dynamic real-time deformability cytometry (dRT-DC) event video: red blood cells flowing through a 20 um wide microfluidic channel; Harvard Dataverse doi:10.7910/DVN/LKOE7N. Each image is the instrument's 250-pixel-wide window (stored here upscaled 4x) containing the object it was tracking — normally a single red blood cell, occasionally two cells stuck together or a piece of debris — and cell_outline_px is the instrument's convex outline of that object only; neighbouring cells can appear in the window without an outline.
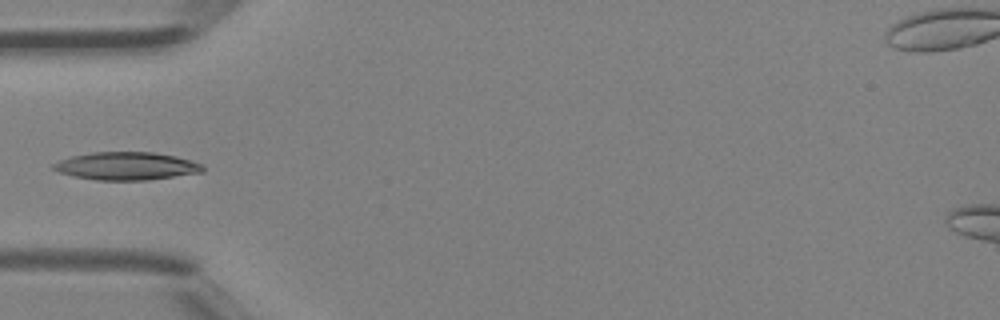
{"species": "Egyptian fruit bat (a non-hibernating species)", "species_latin": "Rousettus aegyptiacus", "temperature_condition": "room temperature", "stored_images_in_passage": 6, "camera_frame_rate_fps": 3000, "um_per_image_px": 0.085, "animal": {"sex": "female"}, "frame": {"image": 1, "passage_image": 5, "time_ms": 1.333, "image_size_px": [1000, 320], "cell_outline_px": [[204, 172], [148, 180], [96, 180], [72, 176], [60, 172], [52, 168], [52, 164], [60, 160], [72, 156], [92, 152], [152, 152], [176, 156], [192, 160], [204, 164]], "centroid_in_image_um": [10.78, 14.11], "position_along_channel_um": 74.2, "area_um2": 24.39}}
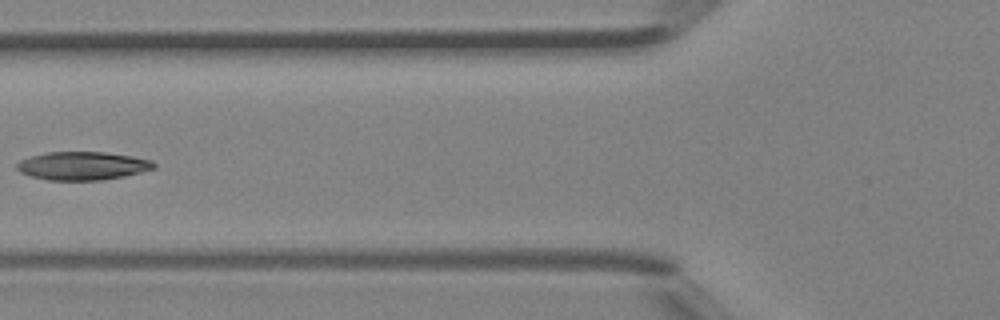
{"frame": {"image": 2, "passage_image": 6, "time_ms": 1.667, "image_size_px": [1000, 320], "cell_outline_px": [[156, 168], [124, 176], [100, 180], [48, 180], [32, 176], [20, 172], [16, 168], [16, 164], [20, 160], [32, 156], [48, 152], [104, 152], [132, 156], [152, 160], [156, 164]], "centroid_in_image_um": [7.03, 14.09], "position_along_channel_um": 118.8, "area_um2": 22.48}}